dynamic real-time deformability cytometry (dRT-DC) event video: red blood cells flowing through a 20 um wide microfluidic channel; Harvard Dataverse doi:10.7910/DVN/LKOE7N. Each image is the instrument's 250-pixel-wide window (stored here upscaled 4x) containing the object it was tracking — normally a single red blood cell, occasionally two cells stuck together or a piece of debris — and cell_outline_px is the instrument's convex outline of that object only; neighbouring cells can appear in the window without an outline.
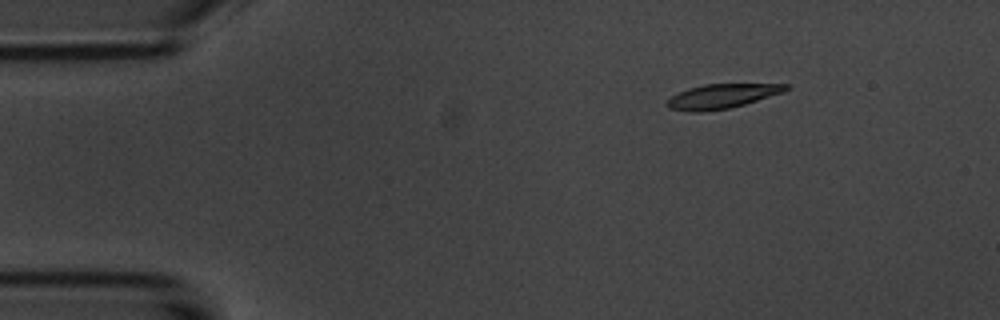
{"species": "common noctule bat (a hibernating species)", "species_latin": "Nyctalus noctula", "temperature_condition": "room temperature", "stored_images_in_passage": 48, "camera_frame_rate_fps": 3000, "um_per_image_px": 0.085, "animal": {"sex": "male", "body_mass_g": 20.1, "forearm_length_mm": 53.5}, "frame": {"image": 1, "passage_image": 1, "time_ms": 0.0, "image_size_px": [1000, 320], "cell_outline_px": [[792, 88], [784, 92], [744, 104], [728, 108], [704, 112], [692, 112], [668, 108], [668, 100], [672, 96], [688, 88], [704, 84], [788, 84]], "centroid_in_image_um": [61.4, 8.17], "position_along_channel_um": 23.6, "area_um2": 16.76}}
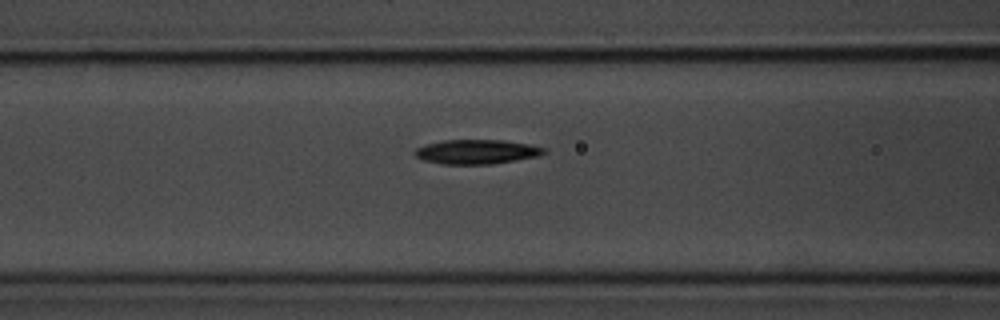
{"frame": {"image": 2, "passage_image": 15, "time_ms": 4.667, "image_size_px": [1000, 320], "cell_outline_px": [[548, 152], [540, 156], [492, 164], [440, 164], [424, 160], [416, 156], [412, 152], [416, 148], [424, 144], [444, 140], [504, 140], [528, 144], [544, 148]], "centroid_in_image_um": [40.5, 12.9], "position_along_channel_um": 126.1, "area_um2": 18.5}}
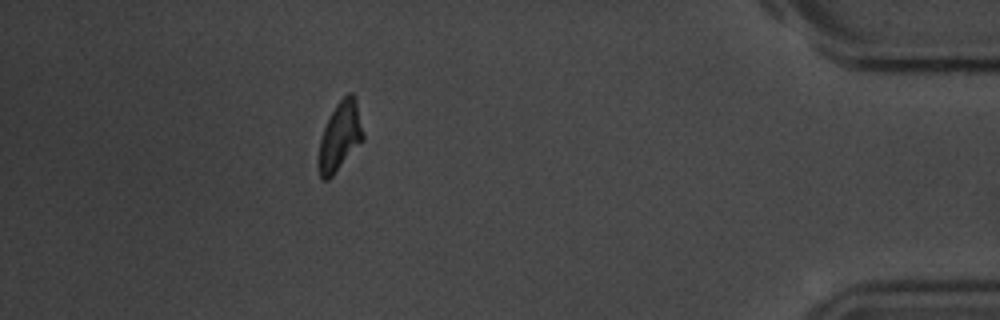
{"frame": {"image": 3, "passage_image": 42, "time_ms": 13.667, "image_size_px": [1000, 320], "cell_outline_px": [[364, 140], [332, 176], [328, 180], [320, 180], [316, 164], [316, 160], [320, 140], [324, 128], [336, 104], [348, 92], [352, 92], [356, 96], [364, 132]], "centroid_in_image_um": [28.89, 11.62], "position_along_channel_um": 406.3, "area_um2": 18.32}, "authors_computed_cell_mechanics": {"area_um2": 18.2648, "velocity_mm_per_s": 3.682, "shape_relaxation_time_tau1_ms": 2.7558, "shape_relaxation_time_tau2_ms": 9.2455, "deformation_change_tau1": 0.1478, "deformation_change_tau2": 0.1978}}